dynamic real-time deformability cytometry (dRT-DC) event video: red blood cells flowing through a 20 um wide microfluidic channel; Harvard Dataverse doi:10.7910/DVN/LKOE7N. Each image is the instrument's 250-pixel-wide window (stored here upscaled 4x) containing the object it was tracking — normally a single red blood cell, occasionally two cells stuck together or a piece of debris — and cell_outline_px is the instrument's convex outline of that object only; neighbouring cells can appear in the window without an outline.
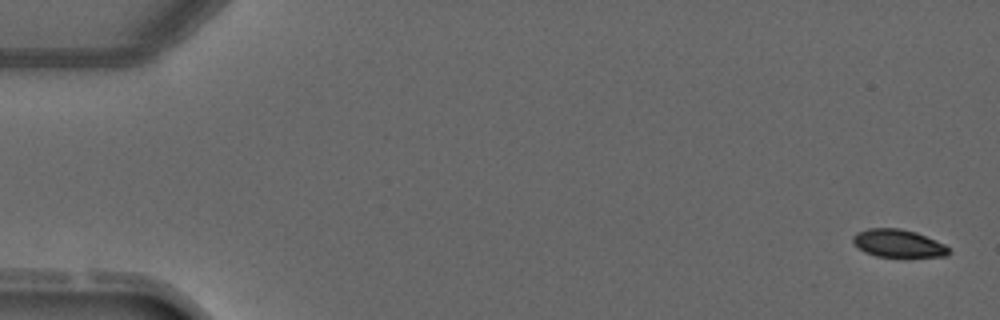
{"species": "common noctule bat (a hibernating species)", "species_latin": "Nyctalus noctula", "temperature_condition": "warm", "stored_images_in_passage": 4, "camera_frame_rate_fps": 3000, "um_per_image_px": 0.085, "animal": {"sex": "male", "forearm_length_mm": 52.5}, "frame": {"image": 1, "passage_image": 1, "time_ms": 0.0, "image_size_px": [1000, 320], "cell_outline_px": [[952, 252], [948, 256], [876, 256], [864, 252], [852, 240], [852, 236], [856, 232], [868, 228], [900, 228], [916, 232], [944, 244]], "centroid_in_image_um": [76.34, 20.67], "position_along_channel_um": 8.7, "area_um2": 15.37}}
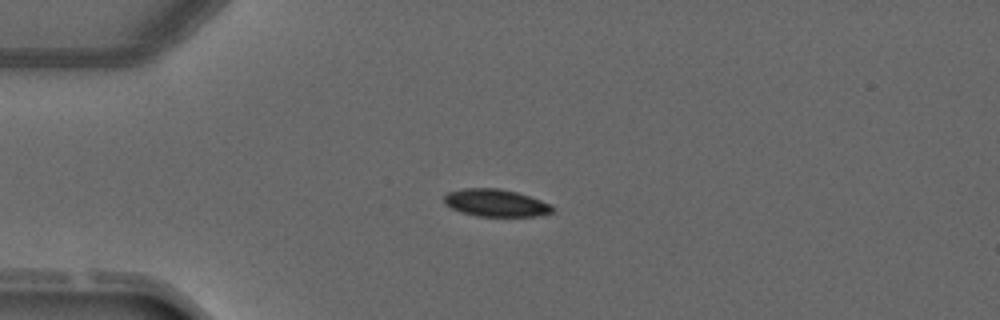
{"frame": {"image": 2, "passage_image": 3, "time_ms": 3.333, "image_size_px": [1000, 320], "cell_outline_px": [[556, 212], [540, 216], [476, 216], [460, 212], [444, 204], [444, 196], [448, 192], [464, 188], [500, 188], [516, 192], [552, 204]], "centroid_in_image_um": [42.16, 17.25], "position_along_channel_um": 42.8, "area_um2": 17.46}}